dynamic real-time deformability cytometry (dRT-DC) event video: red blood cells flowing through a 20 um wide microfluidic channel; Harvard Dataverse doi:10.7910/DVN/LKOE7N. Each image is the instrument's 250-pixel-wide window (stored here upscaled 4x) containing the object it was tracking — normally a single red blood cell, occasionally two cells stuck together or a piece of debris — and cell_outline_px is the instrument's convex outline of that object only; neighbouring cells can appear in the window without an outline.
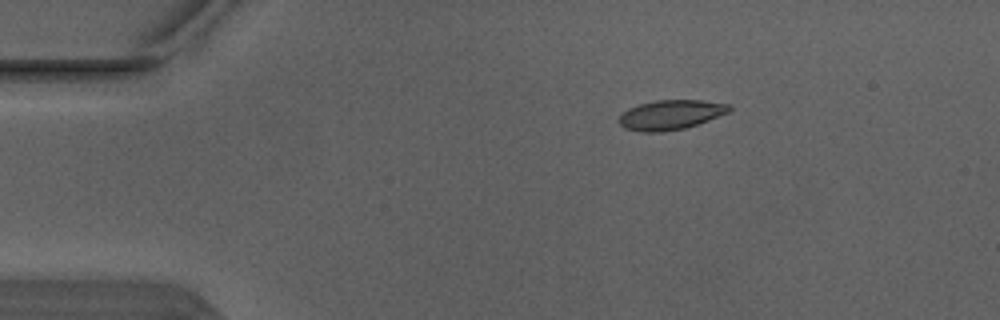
{"species": "Egyptian fruit bat (a non-hibernating species)", "species_latin": "Rousettus aegyptiacus", "temperature_condition": "warm", "stored_images_in_passage": 3, "camera_frame_rate_fps": 3000, "um_per_image_px": 0.085, "animal": {"sex": "male"}, "frame": {"image": 1, "passage_image": 1, "time_ms": 0.0, "image_size_px": [1000, 320], "cell_outline_px": [[732, 108], [728, 112], [708, 120], [684, 128], [660, 132], [640, 132], [624, 128], [616, 120], [628, 108], [640, 104], [656, 100], [700, 100], [732, 104]], "centroid_in_image_um": [56.99, 9.75], "position_along_channel_um": 28.0, "area_um2": 19.02}}